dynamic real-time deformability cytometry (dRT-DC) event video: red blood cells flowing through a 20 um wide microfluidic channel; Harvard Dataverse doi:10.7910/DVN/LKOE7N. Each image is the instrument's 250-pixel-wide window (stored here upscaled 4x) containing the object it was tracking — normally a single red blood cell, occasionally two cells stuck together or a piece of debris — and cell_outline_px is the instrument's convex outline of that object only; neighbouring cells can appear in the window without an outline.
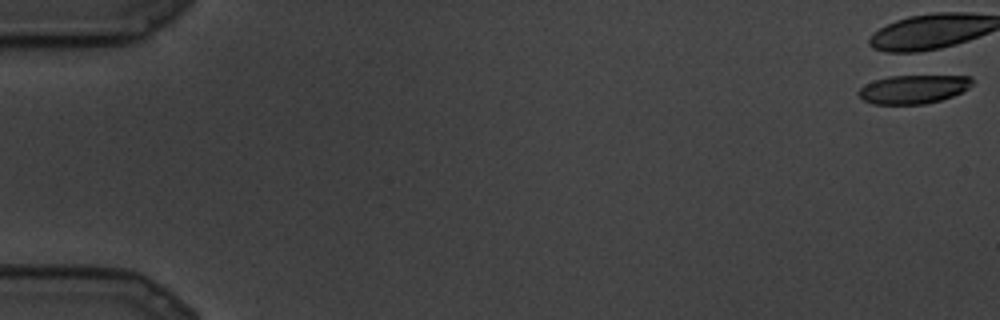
{"species": "common noctule bat (a hibernating species)", "species_latin": "Nyctalus noctula", "temperature_condition": "cold", "stored_images_in_passage": 11, "camera_frame_rate_fps": 3000, "um_per_image_px": 0.085, "animal": {"sex": "male", "body_mass_g": 19.5, "forearm_length_mm": 54.6}, "frame": {"image": 1, "passage_image": 1, "time_ms": 0.0, "image_size_px": [1000, 320], "cell_outline_px": [[972, 84], [968, 88], [952, 96], [940, 100], [924, 104], [872, 104], [864, 100], [856, 92], [864, 84], [872, 80], [888, 76], [972, 76]], "centroid_in_image_um": [77.59, 7.58], "position_along_channel_um": 7.4, "area_um2": 18.96}}